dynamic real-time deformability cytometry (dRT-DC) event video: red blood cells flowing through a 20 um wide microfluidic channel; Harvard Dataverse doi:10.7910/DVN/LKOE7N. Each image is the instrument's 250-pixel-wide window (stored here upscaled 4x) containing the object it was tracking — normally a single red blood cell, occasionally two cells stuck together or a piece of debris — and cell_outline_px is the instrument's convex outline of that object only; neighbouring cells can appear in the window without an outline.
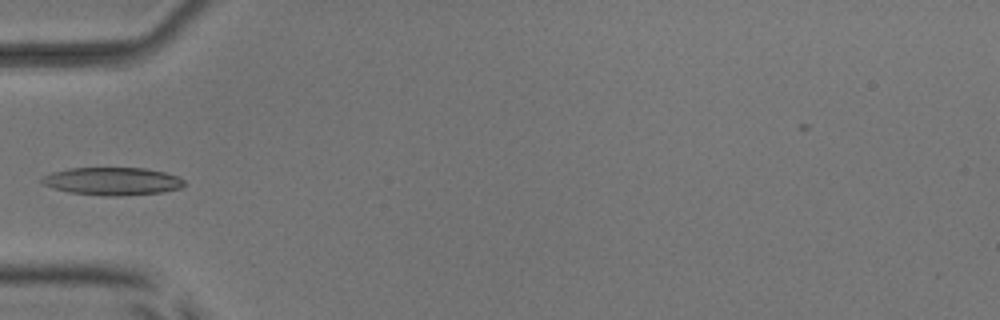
{"species": "common noctule bat (a hibernating species)", "species_latin": "Nyctalus noctula", "temperature_condition": "room temperature", "stored_images_in_passage": 5, "camera_frame_rate_fps": 3000, "um_per_image_px": 0.085, "animal": {"sex": "male", "body_mass_g": 17.9, "forearm_length_mm": 54.2}, "frame": {"image": 1, "passage_image": 4, "time_ms": 4.667, "image_size_px": [1000, 320], "cell_outline_px": [[184, 184], [180, 188], [164, 192], [116, 196], [104, 196], [68, 192], [44, 184], [40, 180], [44, 176], [52, 172], [68, 168], [144, 168], [164, 172], [176, 176], [184, 180]], "centroid_in_image_um": [9.56, 15.4], "position_along_channel_um": 75.4, "area_um2": 22.89}}
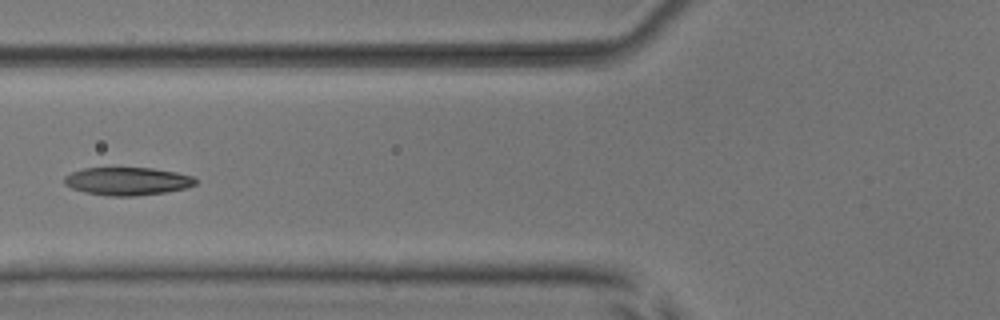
{"frame": {"image": 2, "passage_image": 5, "time_ms": 5.667, "image_size_px": [1000, 320], "cell_outline_px": [[196, 184], [184, 188], [164, 192], [132, 196], [108, 196], [84, 192], [72, 188], [64, 184], [64, 176], [72, 172], [84, 168], [152, 168], [176, 172], [192, 176], [196, 180]], "centroid_in_image_um": [10.79, 15.4], "position_along_channel_um": 115.0, "area_um2": 21.21}}